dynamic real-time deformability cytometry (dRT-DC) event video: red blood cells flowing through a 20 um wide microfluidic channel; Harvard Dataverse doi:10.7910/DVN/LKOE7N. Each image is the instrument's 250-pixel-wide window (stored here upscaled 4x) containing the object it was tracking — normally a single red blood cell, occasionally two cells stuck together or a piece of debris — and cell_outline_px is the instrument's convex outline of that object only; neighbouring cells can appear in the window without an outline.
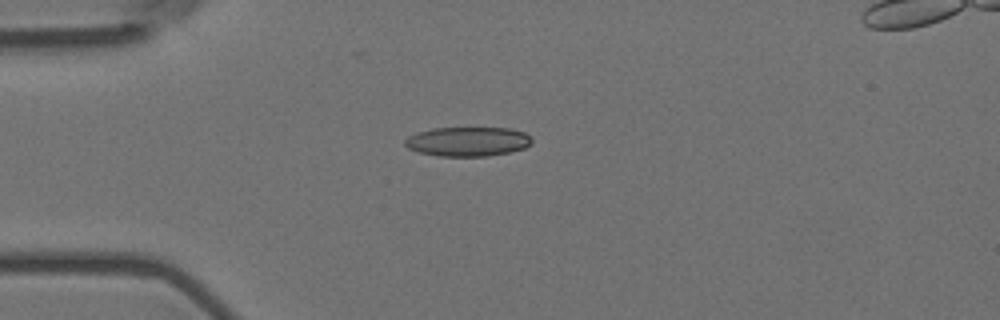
{"species": "Egyptian fruit bat (a non-hibernating species)", "species_latin": "Rousettus aegyptiacus", "temperature_condition": "room temperature", "stored_images_in_passage": 11, "camera_frame_rate_fps": 3000, "um_per_image_px": 0.085, "animal": {"sex": "female"}, "frame": {"image": 1, "passage_image": 4, "time_ms": 1.0, "image_size_px": [1000, 320], "cell_outline_px": [[532, 140], [524, 148], [508, 152], [488, 156], [440, 156], [420, 152], [408, 148], [404, 144], [404, 140], [408, 136], [416, 132], [432, 128], [508, 128], [524, 132]], "centroid_in_image_um": [39.71, 12.02], "position_along_channel_um": 45.3, "area_um2": 21.56}}
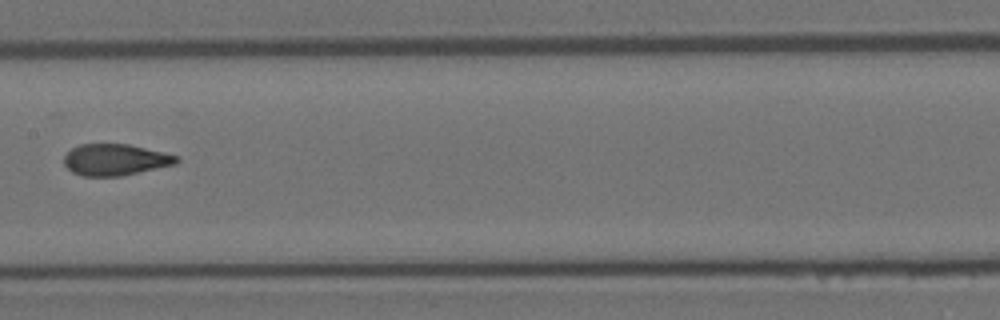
{"frame": {"image": 2, "passage_image": 8, "time_ms": 2.333, "image_size_px": [1000, 320], "cell_outline_px": [[180, 160], [176, 164], [120, 176], [84, 176], [72, 172], [64, 164], [64, 156], [72, 148], [80, 144], [128, 144], [164, 152], [180, 156]], "centroid_in_image_um": [9.82, 13.57], "position_along_channel_um": 197.6, "area_um2": 20.58}}
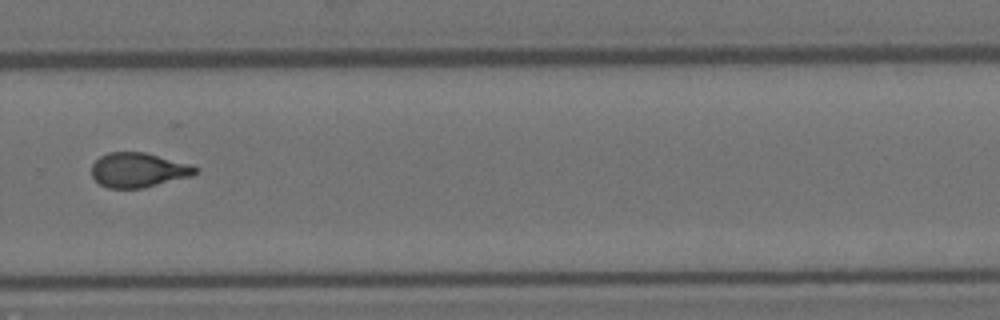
{"frame": {"image": 3, "passage_image": 11, "time_ms": 3.333, "image_size_px": [1000, 320], "cell_outline_px": [[200, 172], [192, 176], [144, 188], [108, 188], [100, 184], [92, 176], [92, 164], [100, 156], [108, 152], [144, 152], [192, 164], [200, 168]], "centroid_in_image_um": [11.81, 14.45], "position_along_channel_um": 318.0, "area_um2": 21.15}}